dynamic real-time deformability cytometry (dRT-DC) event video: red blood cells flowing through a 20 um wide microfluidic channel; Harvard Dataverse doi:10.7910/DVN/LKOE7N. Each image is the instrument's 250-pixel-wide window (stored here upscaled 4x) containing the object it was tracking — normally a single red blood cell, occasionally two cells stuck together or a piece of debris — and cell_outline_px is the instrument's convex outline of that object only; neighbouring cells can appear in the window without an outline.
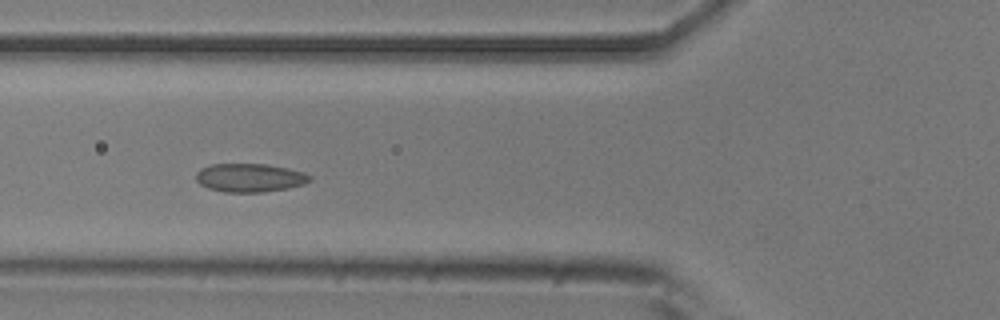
{"species": "common noctule bat (a hibernating species)", "species_latin": "Nyctalus noctula", "temperature_condition": "room temperature", "stored_images_in_passage": 39, "camera_frame_rate_fps": 3000, "um_per_image_px": 0.085, "animal": {"sex": "male", "body_mass_g": 20.5, "forearm_length_mm": 52.5}, "frame": {"image": 1, "passage_image": 6, "time_ms": 1.667, "image_size_px": [1000, 320], "cell_outline_px": [[312, 180], [304, 184], [288, 188], [264, 192], [224, 192], [208, 188], [200, 184], [196, 180], [196, 172], [200, 168], [212, 164], [268, 164], [288, 168], [304, 172], [312, 176]], "centroid_in_image_um": [21.24, 15.1], "position_along_channel_um": 104.6, "area_um2": 19.07}}
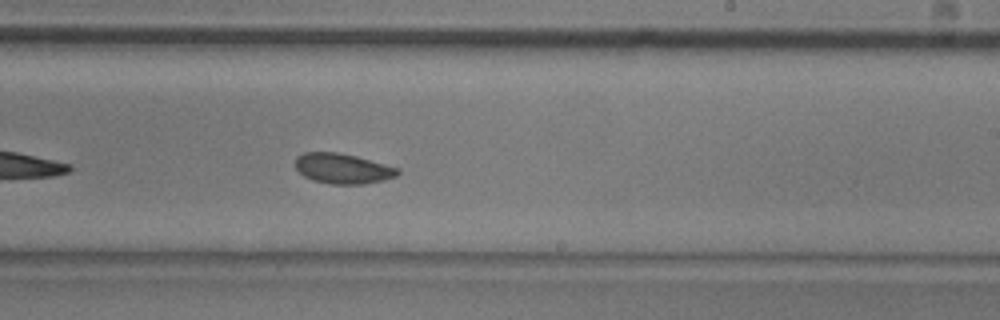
{"frame": {"image": 2, "passage_image": 18, "time_ms": 5.667, "image_size_px": [1000, 320], "cell_outline_px": [[400, 172], [396, 176], [384, 180], [364, 184], [328, 184], [312, 180], [304, 176], [296, 168], [296, 156], [304, 152], [336, 152], [356, 156], [400, 168]], "centroid_in_image_um": [29.14, 14.33], "position_along_channel_um": 259.9, "area_um2": 18.09}}
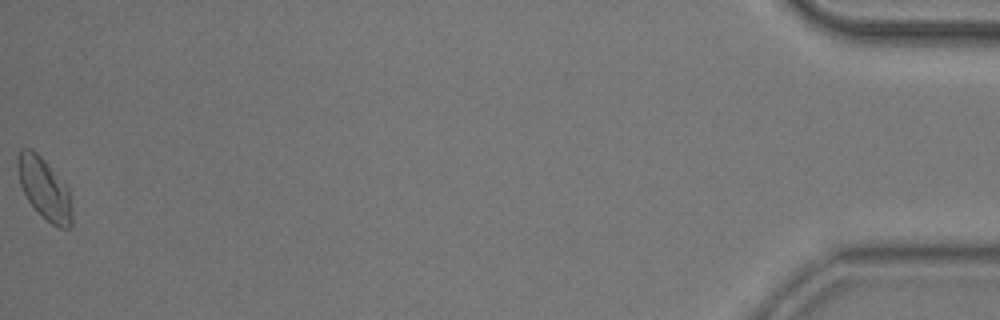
{"frame": {"image": 3, "passage_image": 39, "time_ms": 12.667, "image_size_px": [1000, 320], "cell_outline_px": [[72, 224], [68, 228], [60, 228], [52, 224], [28, 200], [20, 184], [16, 164], [16, 160], [20, 148], [32, 148], [48, 164], [68, 188], [72, 216]], "centroid_in_image_um": [3.75, 15.99], "position_along_channel_um": 431.5, "area_um2": 19.07}, "authors_computed_cell_mechanics": {"area_um2": 18.2648, "velocity_mm_per_s": 3.881, "shape_relaxation_time_tau1_ms": 7.0437, "shape_relaxation_time_tau2_ms": null, "deformation_change_tau1": 0.0977, "deformation_change_tau2": null}}